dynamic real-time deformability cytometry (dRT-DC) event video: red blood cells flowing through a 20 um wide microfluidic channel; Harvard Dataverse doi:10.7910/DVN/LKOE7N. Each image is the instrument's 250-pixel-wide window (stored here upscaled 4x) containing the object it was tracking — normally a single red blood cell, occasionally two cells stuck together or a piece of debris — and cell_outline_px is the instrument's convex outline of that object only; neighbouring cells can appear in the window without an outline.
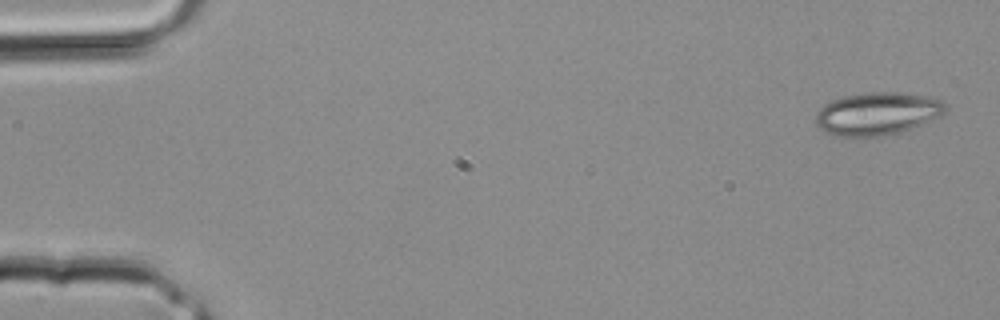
{"species": "common noctule bat (a hibernating species)", "species_latin": "Nyctalus noctula", "temperature_condition": "room temperature", "stored_images_in_passage": 3, "camera_frame_rate_fps": 3000, "um_per_image_px": 0.085, "animal": {"sex": "male", "body_mass_g": 20.4}, "frame": {"image": 1, "passage_image": 3, "time_ms": 0.667, "image_size_px": [1000, 320], "cell_outline_px": [[948, 108], [940, 116], [912, 128], [900, 132], [884, 136], [864, 140], [836, 136], [824, 132], [816, 124], [816, 112], [824, 104], [832, 100], [844, 96], [864, 92], [908, 92], [944, 100], [948, 104]], "centroid_in_image_um": [74.57, 9.69], "position_along_channel_um": 10.4, "area_um2": 33.41}}